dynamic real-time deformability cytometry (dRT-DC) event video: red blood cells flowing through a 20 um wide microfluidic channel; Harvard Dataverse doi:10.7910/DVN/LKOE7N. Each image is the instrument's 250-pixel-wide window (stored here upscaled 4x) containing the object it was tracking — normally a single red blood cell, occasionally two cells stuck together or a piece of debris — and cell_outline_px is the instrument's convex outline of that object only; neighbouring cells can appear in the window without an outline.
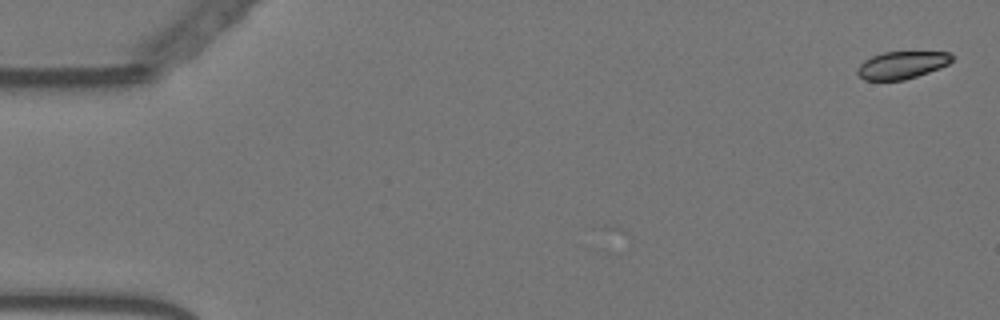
{"species": "Egyptian fruit bat (a non-hibernating species)", "species_latin": "Rousettus aegyptiacus", "temperature_condition": "warm", "stored_images_in_passage": 4, "camera_frame_rate_fps": 3000, "um_per_image_px": 0.085, "animal": {"sex": "female"}, "frame": {"image": 1, "passage_image": 1, "time_ms": 0.0, "image_size_px": [1000, 320], "cell_outline_px": [[952, 60], [948, 64], [940, 68], [904, 80], [864, 80], [856, 72], [860, 64], [864, 60], [872, 56], [884, 52], [952, 52]], "centroid_in_image_um": [76.66, 5.52], "position_along_channel_um": 8.3, "area_um2": 15.03}}